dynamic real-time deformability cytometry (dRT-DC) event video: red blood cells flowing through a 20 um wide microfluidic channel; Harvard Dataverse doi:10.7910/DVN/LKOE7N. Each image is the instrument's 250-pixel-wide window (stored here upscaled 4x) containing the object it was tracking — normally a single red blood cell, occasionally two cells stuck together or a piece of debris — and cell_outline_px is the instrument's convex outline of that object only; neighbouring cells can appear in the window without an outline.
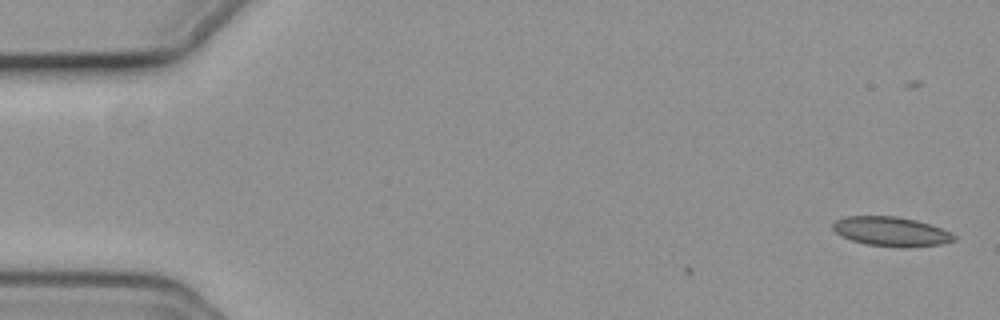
{"species": "common noctule bat (a hibernating species)", "species_latin": "Nyctalus noctula", "temperature_condition": "cold", "stored_images_in_passage": 2, "camera_frame_rate_fps": 3000, "um_per_image_px": 0.085, "animal": {"sex": "female", "body_mass_g": 19.3, "forearm_length_mm": 54.1}, "frame": {"image": 1, "passage_image": 2, "time_ms": 0.333, "image_size_px": [1000, 320], "cell_outline_px": [[956, 240], [940, 244], [908, 248], [900, 248], [868, 244], [852, 240], [840, 236], [832, 228], [832, 224], [836, 220], [848, 216], [892, 216], [916, 220], [940, 228], [956, 236]], "centroid_in_image_um": [75.73, 19.69], "position_along_channel_um": 9.3, "area_um2": 20.63}}